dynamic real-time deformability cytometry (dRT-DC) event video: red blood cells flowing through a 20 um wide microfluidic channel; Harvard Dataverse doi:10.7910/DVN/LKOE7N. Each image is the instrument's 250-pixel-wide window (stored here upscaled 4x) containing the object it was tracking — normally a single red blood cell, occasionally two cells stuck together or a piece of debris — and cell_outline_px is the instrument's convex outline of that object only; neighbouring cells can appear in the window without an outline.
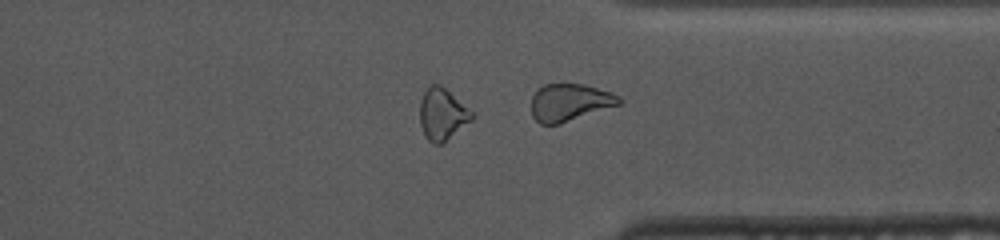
{"species": "common noctule bat (a hibernating species)", "species_latin": "Nyctalus noctula", "temperature_condition": "cold", "stored_images_in_passage": 31, "camera_frame_rate_fps": 3000, "um_per_image_px": 0.085, "animal": {"sex": "female", "body_mass_g": 10.0, "forearm_length_mm": 53.1}, "frame": {"image": 1, "passage_image": 31, "time_ms": 10.0, "image_size_px": [1000, 240], "cell_outline_px": [[624, 100], [620, 104], [560, 124], [540, 124], [532, 116], [532, 96], [536, 88], [544, 84], [584, 84], [612, 92], [620, 96]], "centroid_in_image_um": [48.43, 8.69], "position_along_channel_um": 363.0, "area_um2": 19.25}, "authors_computed_cell_mechanics": {"area_um2": 15.3748, "velocity_mm_per_s": 3.6783, "shape_relaxation_time_tau1_ms": 7.9201, "shape_relaxation_time_tau2_ms": 7.9855, "deformation_change_tau1": 0.1282, "deformation_change_tau2": 0.1137}}